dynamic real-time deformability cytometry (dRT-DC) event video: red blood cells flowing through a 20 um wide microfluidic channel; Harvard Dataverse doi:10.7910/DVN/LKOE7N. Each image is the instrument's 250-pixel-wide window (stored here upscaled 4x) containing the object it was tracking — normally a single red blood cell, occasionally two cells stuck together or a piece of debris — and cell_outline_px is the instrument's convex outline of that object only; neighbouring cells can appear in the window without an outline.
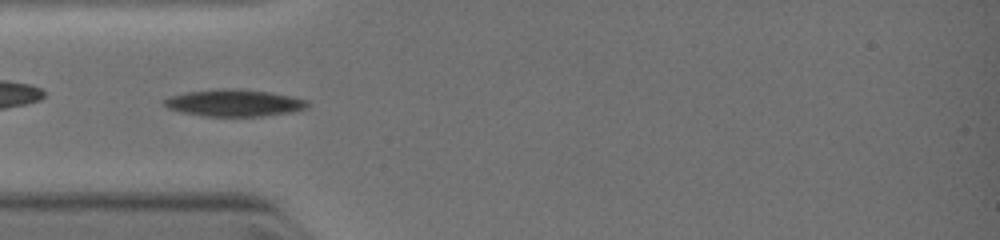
{"species": "common noctule bat (a hibernating species)", "species_latin": "Nyctalus noctula", "temperature_condition": "warm", "stored_images_in_passage": 3, "camera_frame_rate_fps": 3000, "um_per_image_px": 0.085, "animal": {"sex": "female", "body_mass_g": 19.0, "forearm_length_mm": 51.5}, "frame": {"image": 1, "passage_image": 1, "time_ms": 0.0, "image_size_px": [1000, 240], "cell_outline_px": [[308, 104], [304, 108], [288, 112], [264, 116], [204, 116], [180, 112], [168, 108], [160, 100], [168, 96], [184, 92], [220, 88], [236, 88], [268, 92], [292, 96], [308, 100]], "centroid_in_image_um": [19.82, 8.73], "position_along_channel_um": 65.2, "area_um2": 22.6}}